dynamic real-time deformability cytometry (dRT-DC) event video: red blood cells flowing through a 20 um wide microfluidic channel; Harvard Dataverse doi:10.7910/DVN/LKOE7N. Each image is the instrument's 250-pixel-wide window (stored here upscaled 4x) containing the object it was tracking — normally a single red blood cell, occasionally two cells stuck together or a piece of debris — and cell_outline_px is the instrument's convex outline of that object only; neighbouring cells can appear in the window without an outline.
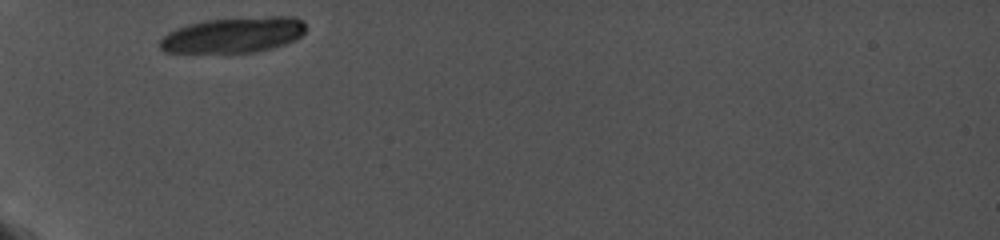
{"species": "common noctule bat (a hibernating species)", "species_latin": "Nyctalus noctula", "temperature_condition": "cold", "stored_images_in_passage": 2, "camera_frame_rate_fps": 5000, "um_per_image_px": 0.085, "animal": {"sex": "female", "body_mass_g": 19.0, "forearm_length_mm": 56.7}, "frame": {"image": 1, "passage_image": 1, "time_ms": 0.0, "image_size_px": [1000, 240], "cell_outline_px": [[304, 32], [300, 36], [284, 44], [272, 48], [256, 52], [164, 52], [160, 48], [160, 40], [168, 32], [176, 28], [188, 24], [204, 20], [268, 16], [292, 16], [304, 20]], "centroid_in_image_um": [19.84, 2.96], "position_along_channel_um": 65.2, "area_um2": 30.11}}